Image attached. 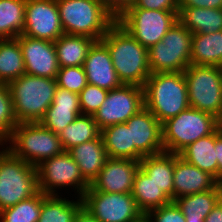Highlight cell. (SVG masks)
I'll use <instances>...</instances> for the list:
<instances>
[{
    "mask_svg": "<svg viewBox=\"0 0 222 222\" xmlns=\"http://www.w3.org/2000/svg\"><path fill=\"white\" fill-rule=\"evenodd\" d=\"M73 222H98L84 207L75 215Z\"/></svg>",
    "mask_w": 222,
    "mask_h": 222,
    "instance_id": "cell-44",
    "label": "cell"
},
{
    "mask_svg": "<svg viewBox=\"0 0 222 222\" xmlns=\"http://www.w3.org/2000/svg\"><path fill=\"white\" fill-rule=\"evenodd\" d=\"M144 89V106L162 124L190 107L183 72L151 73Z\"/></svg>",
    "mask_w": 222,
    "mask_h": 222,
    "instance_id": "cell-2",
    "label": "cell"
},
{
    "mask_svg": "<svg viewBox=\"0 0 222 222\" xmlns=\"http://www.w3.org/2000/svg\"><path fill=\"white\" fill-rule=\"evenodd\" d=\"M134 222H150V220L148 219L146 215H143L138 220H135Z\"/></svg>",
    "mask_w": 222,
    "mask_h": 222,
    "instance_id": "cell-46",
    "label": "cell"
},
{
    "mask_svg": "<svg viewBox=\"0 0 222 222\" xmlns=\"http://www.w3.org/2000/svg\"><path fill=\"white\" fill-rule=\"evenodd\" d=\"M43 202V193L22 200L12 207L0 211V222H38Z\"/></svg>",
    "mask_w": 222,
    "mask_h": 222,
    "instance_id": "cell-34",
    "label": "cell"
},
{
    "mask_svg": "<svg viewBox=\"0 0 222 222\" xmlns=\"http://www.w3.org/2000/svg\"><path fill=\"white\" fill-rule=\"evenodd\" d=\"M1 146L0 211L39 192L36 167L16 157L4 144Z\"/></svg>",
    "mask_w": 222,
    "mask_h": 222,
    "instance_id": "cell-5",
    "label": "cell"
},
{
    "mask_svg": "<svg viewBox=\"0 0 222 222\" xmlns=\"http://www.w3.org/2000/svg\"><path fill=\"white\" fill-rule=\"evenodd\" d=\"M183 73L190 107L222 121V67L190 64Z\"/></svg>",
    "mask_w": 222,
    "mask_h": 222,
    "instance_id": "cell-8",
    "label": "cell"
},
{
    "mask_svg": "<svg viewBox=\"0 0 222 222\" xmlns=\"http://www.w3.org/2000/svg\"><path fill=\"white\" fill-rule=\"evenodd\" d=\"M63 34L57 0H26L22 35L55 42Z\"/></svg>",
    "mask_w": 222,
    "mask_h": 222,
    "instance_id": "cell-14",
    "label": "cell"
},
{
    "mask_svg": "<svg viewBox=\"0 0 222 222\" xmlns=\"http://www.w3.org/2000/svg\"><path fill=\"white\" fill-rule=\"evenodd\" d=\"M36 169L39 191L46 195H58L56 189L72 186L77 196L82 198L89 189L90 184L83 178L78 164L67 151L43 161Z\"/></svg>",
    "mask_w": 222,
    "mask_h": 222,
    "instance_id": "cell-11",
    "label": "cell"
},
{
    "mask_svg": "<svg viewBox=\"0 0 222 222\" xmlns=\"http://www.w3.org/2000/svg\"><path fill=\"white\" fill-rule=\"evenodd\" d=\"M220 201L219 189L195 193L174 200L185 216L186 222H205L206 216Z\"/></svg>",
    "mask_w": 222,
    "mask_h": 222,
    "instance_id": "cell-28",
    "label": "cell"
},
{
    "mask_svg": "<svg viewBox=\"0 0 222 222\" xmlns=\"http://www.w3.org/2000/svg\"><path fill=\"white\" fill-rule=\"evenodd\" d=\"M179 156L189 164L206 171L218 180V163L215 150V132L198 139L183 149Z\"/></svg>",
    "mask_w": 222,
    "mask_h": 222,
    "instance_id": "cell-27",
    "label": "cell"
},
{
    "mask_svg": "<svg viewBox=\"0 0 222 222\" xmlns=\"http://www.w3.org/2000/svg\"><path fill=\"white\" fill-rule=\"evenodd\" d=\"M140 161L108 158L90 187L106 193H131Z\"/></svg>",
    "mask_w": 222,
    "mask_h": 222,
    "instance_id": "cell-17",
    "label": "cell"
},
{
    "mask_svg": "<svg viewBox=\"0 0 222 222\" xmlns=\"http://www.w3.org/2000/svg\"><path fill=\"white\" fill-rule=\"evenodd\" d=\"M82 200L83 207L98 222H134L144 215L131 193H106L89 186Z\"/></svg>",
    "mask_w": 222,
    "mask_h": 222,
    "instance_id": "cell-12",
    "label": "cell"
},
{
    "mask_svg": "<svg viewBox=\"0 0 222 222\" xmlns=\"http://www.w3.org/2000/svg\"><path fill=\"white\" fill-rule=\"evenodd\" d=\"M23 74L26 72L19 41L0 39V83L8 84Z\"/></svg>",
    "mask_w": 222,
    "mask_h": 222,
    "instance_id": "cell-32",
    "label": "cell"
},
{
    "mask_svg": "<svg viewBox=\"0 0 222 222\" xmlns=\"http://www.w3.org/2000/svg\"><path fill=\"white\" fill-rule=\"evenodd\" d=\"M19 41L26 74L56 79L59 71L54 42L20 35Z\"/></svg>",
    "mask_w": 222,
    "mask_h": 222,
    "instance_id": "cell-16",
    "label": "cell"
},
{
    "mask_svg": "<svg viewBox=\"0 0 222 222\" xmlns=\"http://www.w3.org/2000/svg\"><path fill=\"white\" fill-rule=\"evenodd\" d=\"M80 115H82V112L79 104V94L57 86L53 102L39 123L59 134Z\"/></svg>",
    "mask_w": 222,
    "mask_h": 222,
    "instance_id": "cell-20",
    "label": "cell"
},
{
    "mask_svg": "<svg viewBox=\"0 0 222 222\" xmlns=\"http://www.w3.org/2000/svg\"><path fill=\"white\" fill-rule=\"evenodd\" d=\"M17 123H35L53 102L56 79L23 74L8 84Z\"/></svg>",
    "mask_w": 222,
    "mask_h": 222,
    "instance_id": "cell-3",
    "label": "cell"
},
{
    "mask_svg": "<svg viewBox=\"0 0 222 222\" xmlns=\"http://www.w3.org/2000/svg\"><path fill=\"white\" fill-rule=\"evenodd\" d=\"M67 152L76 161L89 184L99 175L108 159L101 135L92 141L73 146Z\"/></svg>",
    "mask_w": 222,
    "mask_h": 222,
    "instance_id": "cell-21",
    "label": "cell"
},
{
    "mask_svg": "<svg viewBox=\"0 0 222 222\" xmlns=\"http://www.w3.org/2000/svg\"><path fill=\"white\" fill-rule=\"evenodd\" d=\"M174 165V153L162 152L157 155L145 156L140 160V168L172 201Z\"/></svg>",
    "mask_w": 222,
    "mask_h": 222,
    "instance_id": "cell-23",
    "label": "cell"
},
{
    "mask_svg": "<svg viewBox=\"0 0 222 222\" xmlns=\"http://www.w3.org/2000/svg\"><path fill=\"white\" fill-rule=\"evenodd\" d=\"M108 90L87 84L79 93V104L83 115H94L105 101Z\"/></svg>",
    "mask_w": 222,
    "mask_h": 222,
    "instance_id": "cell-37",
    "label": "cell"
},
{
    "mask_svg": "<svg viewBox=\"0 0 222 222\" xmlns=\"http://www.w3.org/2000/svg\"><path fill=\"white\" fill-rule=\"evenodd\" d=\"M101 137L108 158L135 160V146L132 144L131 129L126 123H119L102 129Z\"/></svg>",
    "mask_w": 222,
    "mask_h": 222,
    "instance_id": "cell-29",
    "label": "cell"
},
{
    "mask_svg": "<svg viewBox=\"0 0 222 222\" xmlns=\"http://www.w3.org/2000/svg\"><path fill=\"white\" fill-rule=\"evenodd\" d=\"M215 150L218 163V180L222 178V126L215 131Z\"/></svg>",
    "mask_w": 222,
    "mask_h": 222,
    "instance_id": "cell-42",
    "label": "cell"
},
{
    "mask_svg": "<svg viewBox=\"0 0 222 222\" xmlns=\"http://www.w3.org/2000/svg\"><path fill=\"white\" fill-rule=\"evenodd\" d=\"M146 216L150 222H186L184 214L174 201L149 211Z\"/></svg>",
    "mask_w": 222,
    "mask_h": 222,
    "instance_id": "cell-38",
    "label": "cell"
},
{
    "mask_svg": "<svg viewBox=\"0 0 222 222\" xmlns=\"http://www.w3.org/2000/svg\"><path fill=\"white\" fill-rule=\"evenodd\" d=\"M221 126V121L209 114L189 107L162 123L164 152L179 154L189 144L209 136Z\"/></svg>",
    "mask_w": 222,
    "mask_h": 222,
    "instance_id": "cell-7",
    "label": "cell"
},
{
    "mask_svg": "<svg viewBox=\"0 0 222 222\" xmlns=\"http://www.w3.org/2000/svg\"><path fill=\"white\" fill-rule=\"evenodd\" d=\"M26 0H0V39L19 37L24 30Z\"/></svg>",
    "mask_w": 222,
    "mask_h": 222,
    "instance_id": "cell-33",
    "label": "cell"
},
{
    "mask_svg": "<svg viewBox=\"0 0 222 222\" xmlns=\"http://www.w3.org/2000/svg\"><path fill=\"white\" fill-rule=\"evenodd\" d=\"M218 180L210 173L189 164L179 154H175L173 175V201L178 197L192 195L214 189Z\"/></svg>",
    "mask_w": 222,
    "mask_h": 222,
    "instance_id": "cell-19",
    "label": "cell"
},
{
    "mask_svg": "<svg viewBox=\"0 0 222 222\" xmlns=\"http://www.w3.org/2000/svg\"><path fill=\"white\" fill-rule=\"evenodd\" d=\"M144 107V89L137 85L123 84L108 91L105 101L93 115L100 130L125 123Z\"/></svg>",
    "mask_w": 222,
    "mask_h": 222,
    "instance_id": "cell-13",
    "label": "cell"
},
{
    "mask_svg": "<svg viewBox=\"0 0 222 222\" xmlns=\"http://www.w3.org/2000/svg\"><path fill=\"white\" fill-rule=\"evenodd\" d=\"M115 20H118L135 0H96Z\"/></svg>",
    "mask_w": 222,
    "mask_h": 222,
    "instance_id": "cell-40",
    "label": "cell"
},
{
    "mask_svg": "<svg viewBox=\"0 0 222 222\" xmlns=\"http://www.w3.org/2000/svg\"><path fill=\"white\" fill-rule=\"evenodd\" d=\"M8 142V143H7ZM16 157L37 167L43 161L64 152L58 134L39 122L18 123L4 143Z\"/></svg>",
    "mask_w": 222,
    "mask_h": 222,
    "instance_id": "cell-6",
    "label": "cell"
},
{
    "mask_svg": "<svg viewBox=\"0 0 222 222\" xmlns=\"http://www.w3.org/2000/svg\"><path fill=\"white\" fill-rule=\"evenodd\" d=\"M58 87L79 94L88 84L83 66L60 67L56 76Z\"/></svg>",
    "mask_w": 222,
    "mask_h": 222,
    "instance_id": "cell-36",
    "label": "cell"
},
{
    "mask_svg": "<svg viewBox=\"0 0 222 222\" xmlns=\"http://www.w3.org/2000/svg\"><path fill=\"white\" fill-rule=\"evenodd\" d=\"M76 201L59 195L43 193V202L38 222H73L75 215L83 207L82 198Z\"/></svg>",
    "mask_w": 222,
    "mask_h": 222,
    "instance_id": "cell-30",
    "label": "cell"
},
{
    "mask_svg": "<svg viewBox=\"0 0 222 222\" xmlns=\"http://www.w3.org/2000/svg\"><path fill=\"white\" fill-rule=\"evenodd\" d=\"M178 21L192 34L222 30V9L179 7Z\"/></svg>",
    "mask_w": 222,
    "mask_h": 222,
    "instance_id": "cell-24",
    "label": "cell"
},
{
    "mask_svg": "<svg viewBox=\"0 0 222 222\" xmlns=\"http://www.w3.org/2000/svg\"><path fill=\"white\" fill-rule=\"evenodd\" d=\"M192 35L177 21L162 41L148 49L150 72H183L190 65Z\"/></svg>",
    "mask_w": 222,
    "mask_h": 222,
    "instance_id": "cell-9",
    "label": "cell"
},
{
    "mask_svg": "<svg viewBox=\"0 0 222 222\" xmlns=\"http://www.w3.org/2000/svg\"><path fill=\"white\" fill-rule=\"evenodd\" d=\"M130 8L179 12V0H135Z\"/></svg>",
    "mask_w": 222,
    "mask_h": 222,
    "instance_id": "cell-39",
    "label": "cell"
},
{
    "mask_svg": "<svg viewBox=\"0 0 222 222\" xmlns=\"http://www.w3.org/2000/svg\"><path fill=\"white\" fill-rule=\"evenodd\" d=\"M179 7L222 9V0H179Z\"/></svg>",
    "mask_w": 222,
    "mask_h": 222,
    "instance_id": "cell-41",
    "label": "cell"
},
{
    "mask_svg": "<svg viewBox=\"0 0 222 222\" xmlns=\"http://www.w3.org/2000/svg\"><path fill=\"white\" fill-rule=\"evenodd\" d=\"M83 68L89 84L108 91L123 85L114 69L110 52L101 40L91 46Z\"/></svg>",
    "mask_w": 222,
    "mask_h": 222,
    "instance_id": "cell-18",
    "label": "cell"
},
{
    "mask_svg": "<svg viewBox=\"0 0 222 222\" xmlns=\"http://www.w3.org/2000/svg\"><path fill=\"white\" fill-rule=\"evenodd\" d=\"M17 124L8 85L0 83V145L6 143Z\"/></svg>",
    "mask_w": 222,
    "mask_h": 222,
    "instance_id": "cell-35",
    "label": "cell"
},
{
    "mask_svg": "<svg viewBox=\"0 0 222 222\" xmlns=\"http://www.w3.org/2000/svg\"><path fill=\"white\" fill-rule=\"evenodd\" d=\"M101 135L93 115H80L74 122L64 128L58 137L64 151H68L73 146L92 141Z\"/></svg>",
    "mask_w": 222,
    "mask_h": 222,
    "instance_id": "cell-31",
    "label": "cell"
},
{
    "mask_svg": "<svg viewBox=\"0 0 222 222\" xmlns=\"http://www.w3.org/2000/svg\"><path fill=\"white\" fill-rule=\"evenodd\" d=\"M217 187L219 189L220 201L222 202V178L218 180Z\"/></svg>",
    "mask_w": 222,
    "mask_h": 222,
    "instance_id": "cell-45",
    "label": "cell"
},
{
    "mask_svg": "<svg viewBox=\"0 0 222 222\" xmlns=\"http://www.w3.org/2000/svg\"><path fill=\"white\" fill-rule=\"evenodd\" d=\"M131 195L144 215L151 210L172 202V200L141 168L137 170L135 175Z\"/></svg>",
    "mask_w": 222,
    "mask_h": 222,
    "instance_id": "cell-25",
    "label": "cell"
},
{
    "mask_svg": "<svg viewBox=\"0 0 222 222\" xmlns=\"http://www.w3.org/2000/svg\"><path fill=\"white\" fill-rule=\"evenodd\" d=\"M64 34L100 41L116 22L96 0H57Z\"/></svg>",
    "mask_w": 222,
    "mask_h": 222,
    "instance_id": "cell-4",
    "label": "cell"
},
{
    "mask_svg": "<svg viewBox=\"0 0 222 222\" xmlns=\"http://www.w3.org/2000/svg\"><path fill=\"white\" fill-rule=\"evenodd\" d=\"M205 222H222V202L219 201L204 219Z\"/></svg>",
    "mask_w": 222,
    "mask_h": 222,
    "instance_id": "cell-43",
    "label": "cell"
},
{
    "mask_svg": "<svg viewBox=\"0 0 222 222\" xmlns=\"http://www.w3.org/2000/svg\"><path fill=\"white\" fill-rule=\"evenodd\" d=\"M142 46L149 49L162 41L178 21V12L129 8L118 20Z\"/></svg>",
    "mask_w": 222,
    "mask_h": 222,
    "instance_id": "cell-10",
    "label": "cell"
},
{
    "mask_svg": "<svg viewBox=\"0 0 222 222\" xmlns=\"http://www.w3.org/2000/svg\"><path fill=\"white\" fill-rule=\"evenodd\" d=\"M125 123L131 129L135 160L164 152L162 124L145 106Z\"/></svg>",
    "mask_w": 222,
    "mask_h": 222,
    "instance_id": "cell-15",
    "label": "cell"
},
{
    "mask_svg": "<svg viewBox=\"0 0 222 222\" xmlns=\"http://www.w3.org/2000/svg\"><path fill=\"white\" fill-rule=\"evenodd\" d=\"M96 40L78 35H61L55 42L59 67L83 66L91 46Z\"/></svg>",
    "mask_w": 222,
    "mask_h": 222,
    "instance_id": "cell-26",
    "label": "cell"
},
{
    "mask_svg": "<svg viewBox=\"0 0 222 222\" xmlns=\"http://www.w3.org/2000/svg\"><path fill=\"white\" fill-rule=\"evenodd\" d=\"M190 64L222 67V30L192 35Z\"/></svg>",
    "mask_w": 222,
    "mask_h": 222,
    "instance_id": "cell-22",
    "label": "cell"
},
{
    "mask_svg": "<svg viewBox=\"0 0 222 222\" xmlns=\"http://www.w3.org/2000/svg\"><path fill=\"white\" fill-rule=\"evenodd\" d=\"M101 41L110 52L114 69L122 84L143 87L151 74L148 49L117 21L109 28Z\"/></svg>",
    "mask_w": 222,
    "mask_h": 222,
    "instance_id": "cell-1",
    "label": "cell"
}]
</instances>
